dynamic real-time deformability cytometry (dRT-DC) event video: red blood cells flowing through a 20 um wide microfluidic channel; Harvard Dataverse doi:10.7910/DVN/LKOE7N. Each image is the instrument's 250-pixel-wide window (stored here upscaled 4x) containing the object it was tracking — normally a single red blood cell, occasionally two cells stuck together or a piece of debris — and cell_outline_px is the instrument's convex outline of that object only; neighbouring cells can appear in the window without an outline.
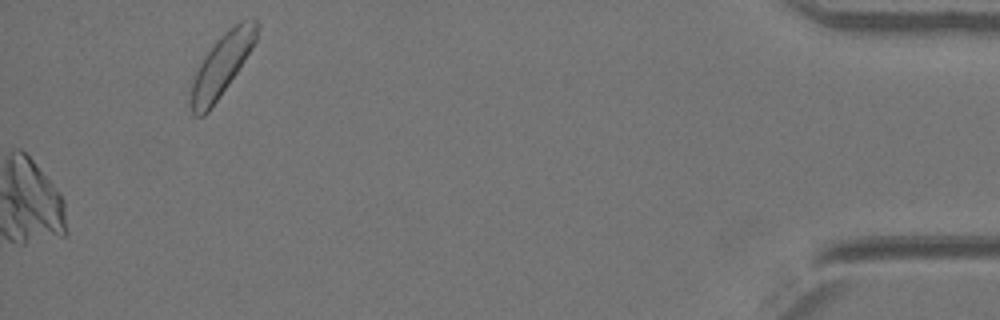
{"species": "Egyptian fruit bat (a non-hibernating species)", "species_latin": "Rousettus aegyptiacus", "temperature_condition": "warm", "stored_images_in_passage": 39, "camera_frame_rate_fps": 3000, "um_per_image_px": 0.085, "animal": {"sex": "female"}, "frame": {"image": 1, "passage_image": 39, "time_ms": 12.667, "image_size_px": [1000, 320], "cell_outline_px": [[260, 24], [256, 40], [252, 48], [228, 84], [208, 112], [204, 116], [196, 116], [192, 112], [192, 84], [196, 72], [204, 56], [216, 40], [228, 28], [240, 20], [252, 16]], "centroid_in_image_um": [18.9, 5.43], "position_along_channel_um": 416.3, "area_um2": 23.24}}